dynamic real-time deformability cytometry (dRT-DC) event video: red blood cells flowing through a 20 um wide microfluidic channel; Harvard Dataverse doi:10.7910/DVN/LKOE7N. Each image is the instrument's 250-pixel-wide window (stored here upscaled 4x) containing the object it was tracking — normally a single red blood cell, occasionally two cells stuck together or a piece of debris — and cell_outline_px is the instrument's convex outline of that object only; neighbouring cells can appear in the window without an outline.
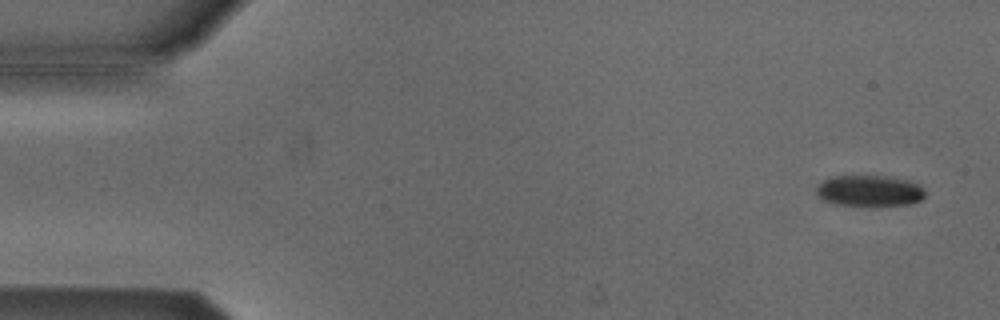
{"species": "Egyptian fruit bat (a non-hibernating species)", "species_latin": "Rousettus aegyptiacus", "temperature_condition": "cold", "stored_images_in_passage": 54, "camera_frame_rate_fps": 3000, "um_per_image_px": 0.085, "animal": {"sex": "male"}, "frame": {"image": 1, "passage_image": 3, "time_ms": 0.667, "image_size_px": [1000, 320], "cell_outline_px": [[924, 196], [920, 200], [912, 204], [880, 208], [868, 208], [832, 204], [824, 200], [816, 192], [816, 188], [824, 180], [836, 176], [884, 176], [904, 180], [916, 184], [924, 188]], "centroid_in_image_um": [73.91, 16.29], "position_along_channel_um": 11.1, "area_um2": 20.29}}
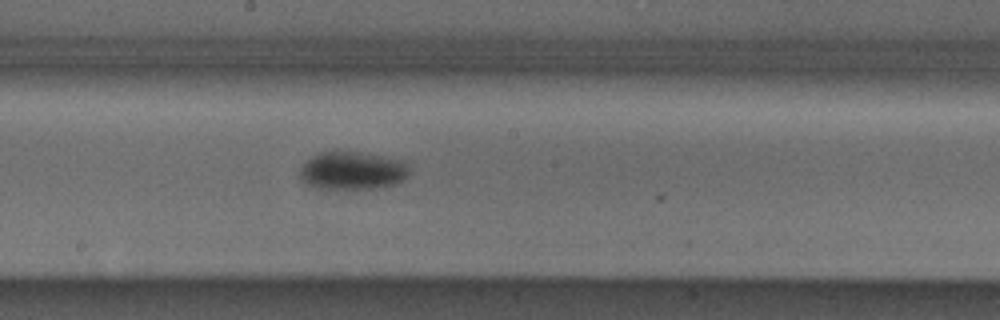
{"frame": {"image": 2, "passage_image": 29, "time_ms": 9.333, "image_size_px": [1000, 320], "cell_outline_px": [[412, 172], [404, 180], [396, 184], [380, 188], [316, 188], [300, 180], [300, 168], [312, 156], [320, 152], [332, 148], [360, 152], [404, 160], [408, 164]], "centroid_in_image_um": [29.99, 14.47], "position_along_channel_um": 218.2, "area_um2": 24.97}}
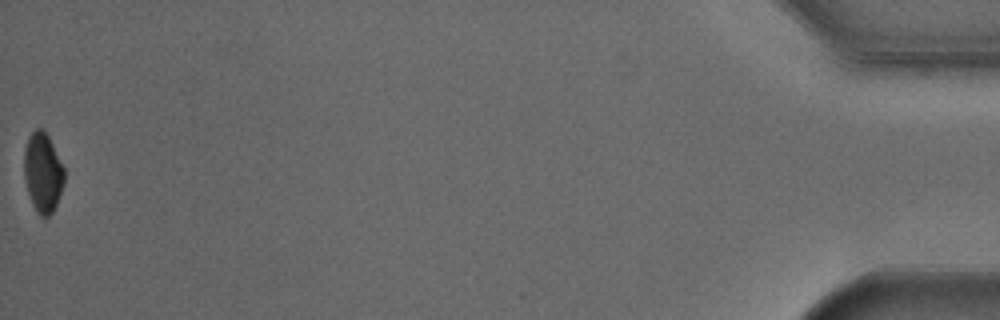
{"frame": {"image": 3, "passage_image": 54, "time_ms": 17.667, "image_size_px": [1000, 320], "cell_outline_px": [[64, 184], [56, 204], [52, 212], [48, 216], [40, 216], [36, 212], [32, 204], [24, 180], [24, 148], [28, 136], [36, 128], [40, 128], [48, 136], [64, 168]], "centroid_in_image_um": [3.62, 14.67], "position_along_channel_um": 431.6, "area_um2": 18.55}, "authors_computed_cell_mechanics": {"area_um2": 21.964, "velocity_mm_per_s": 3.8178, "shape_relaxation_time_tau1_ms": 3.3689, "shape_relaxation_time_tau2_ms": null, "deformation_change_tau1": 0.0616, "deformation_change_tau2": null}}